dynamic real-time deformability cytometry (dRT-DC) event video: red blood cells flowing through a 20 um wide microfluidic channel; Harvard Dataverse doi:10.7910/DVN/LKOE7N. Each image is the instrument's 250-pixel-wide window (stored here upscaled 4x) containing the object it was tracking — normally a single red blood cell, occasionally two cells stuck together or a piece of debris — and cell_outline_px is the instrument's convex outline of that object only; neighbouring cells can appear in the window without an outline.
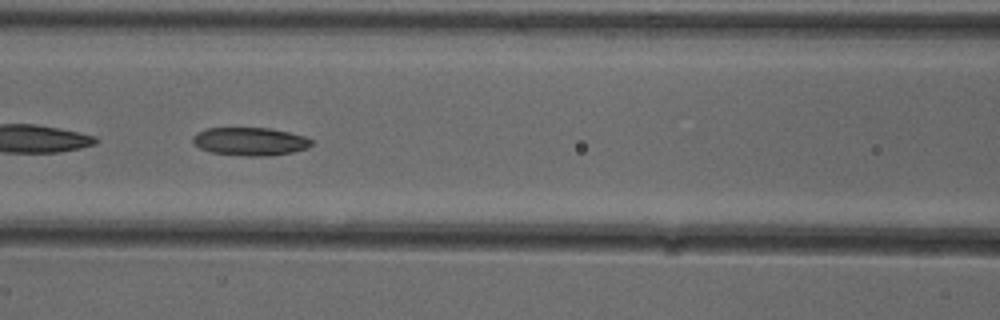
{"species": "common noctule bat (a hibernating species)", "species_latin": "Nyctalus noctula", "temperature_condition": "cold", "stored_images_in_passage": 55, "camera_frame_rate_fps": 3000, "um_per_image_px": 0.085, "animal": {"sex": "female"}, "frame": {"image": 1, "passage_image": 24, "time_ms": 7.667, "image_size_px": [1000, 320], "cell_outline_px": [[316, 140], [308, 148], [292, 152], [268, 156], [244, 156], [212, 152], [200, 148], [192, 144], [192, 136], [196, 132], [208, 128], [268, 128], [288, 132], [304, 136]], "centroid_in_image_um": [21.26, 12.02], "position_along_channel_um": 145.3, "area_um2": 19.59}}
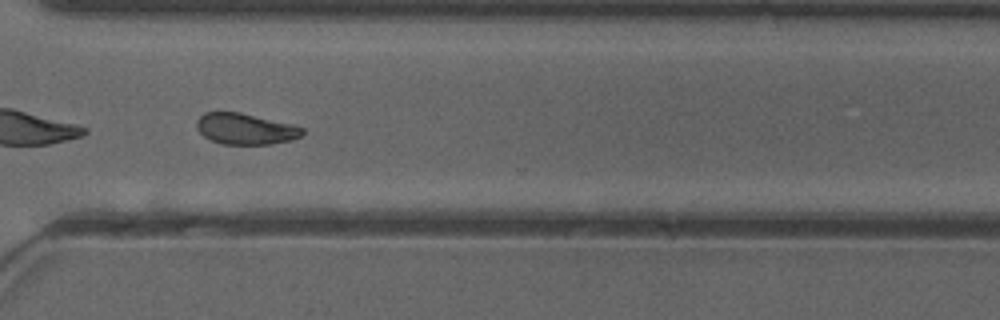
{"frame": {"image": 2, "passage_image": 40, "time_ms": 13.0, "image_size_px": [1000, 320], "cell_outline_px": [[304, 132], [300, 136], [292, 140], [272, 144], [220, 144], [204, 136], [196, 128], [196, 120], [204, 112], [240, 112], [292, 124], [304, 128]], "centroid_in_image_um": [20.85, 10.95], "position_along_channel_um": 349.7, "area_um2": 19.19}}